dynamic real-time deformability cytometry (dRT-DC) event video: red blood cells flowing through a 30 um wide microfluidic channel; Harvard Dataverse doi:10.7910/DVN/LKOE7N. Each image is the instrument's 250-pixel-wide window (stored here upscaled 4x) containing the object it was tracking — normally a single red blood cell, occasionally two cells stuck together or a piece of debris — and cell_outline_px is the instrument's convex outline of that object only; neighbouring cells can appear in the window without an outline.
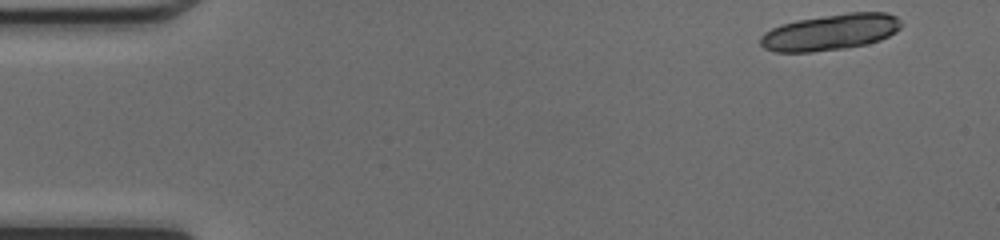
{"species": "common noctule bat (a hibernating species)", "species_latin": "Nyctalus noctula", "temperature_condition": "cold", "stored_images_in_passage": 7, "camera_frame_rate_fps": 3000, "um_per_image_px": 0.085, "animal": {"sex": "female", "body_mass_g": 17.0, "forearm_length_mm": 48.0}, "frame": {"image": 1, "passage_image": 1, "time_ms": 0.0, "image_size_px": [1000, 240], "cell_outline_px": [[904, 24], [896, 32], [880, 40], [864, 44], [844, 48], [812, 52], [776, 52], [764, 48], [760, 44], [760, 36], [764, 32], [772, 28], [796, 20], [848, 12], [888, 12], [896, 16]], "centroid_in_image_um": [70.6, 2.72], "position_along_channel_um": 14.4, "area_um2": 29.71}}